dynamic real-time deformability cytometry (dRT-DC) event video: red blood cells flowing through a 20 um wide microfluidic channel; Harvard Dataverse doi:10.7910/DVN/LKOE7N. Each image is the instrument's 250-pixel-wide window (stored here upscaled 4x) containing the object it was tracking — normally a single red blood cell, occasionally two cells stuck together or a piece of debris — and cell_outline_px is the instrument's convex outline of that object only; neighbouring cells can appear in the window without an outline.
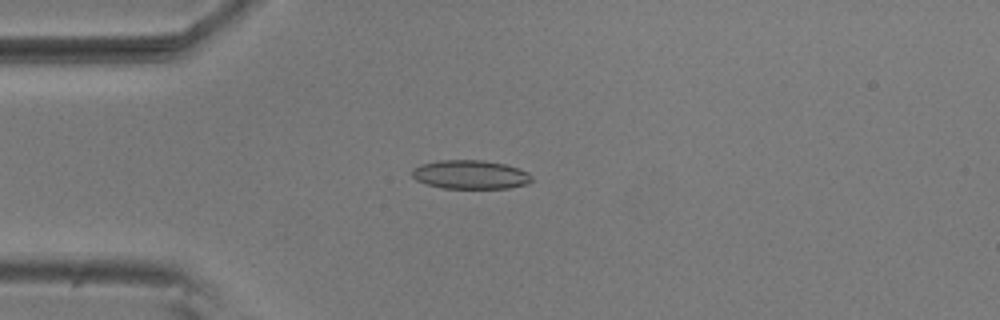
{"species": "common noctule bat (a hibernating species)", "species_latin": "Nyctalus noctula", "temperature_condition": "room temperature", "stored_images_in_passage": 48, "camera_frame_rate_fps": 3000, "um_per_image_px": 0.085, "animal": {"sex": "male", "body_mass_g": 20.5, "forearm_length_mm": 52.5}, "frame": {"image": 1, "passage_image": 10, "time_ms": 3.0, "image_size_px": [1000, 320], "cell_outline_px": [[532, 180], [528, 184], [508, 188], [444, 188], [424, 184], [416, 180], [412, 176], [412, 168], [420, 164], [440, 160], [484, 160], [504, 164], [528, 172], [532, 176]], "centroid_in_image_um": [39.95, 14.84], "position_along_channel_um": 45.0, "area_um2": 20.17}}
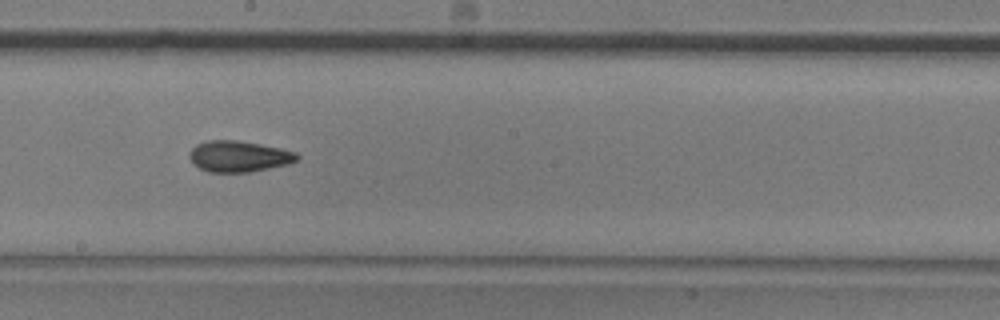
{"frame": {"image": 2, "passage_image": 26, "time_ms": 8.333, "image_size_px": [1000, 320], "cell_outline_px": [[300, 156], [296, 160], [288, 164], [248, 172], [208, 172], [200, 168], [188, 156], [188, 152], [196, 144], [208, 140], [236, 140], [260, 144], [280, 148], [296, 152]], "centroid_in_image_um": [20.28, 13.28], "position_along_channel_um": 227.9, "area_um2": 19.36}}
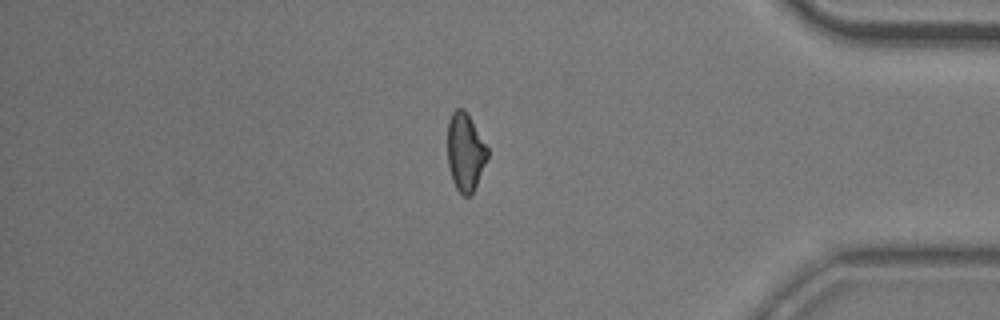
{"frame": {"image": 3, "passage_image": 42, "time_ms": 13.667, "image_size_px": [1000, 320], "cell_outline_px": [[488, 156], [472, 196], [464, 196], [456, 188], [452, 180], [448, 164], [448, 120], [452, 112], [456, 108], [464, 108], [488, 148]], "centroid_in_image_um": [39.54, 12.93], "position_along_channel_um": 395.7, "area_um2": 18.09}, "authors_computed_cell_mechanics": {"area_um2": 19.0451, "velocity_mm_per_s": 3.7178, "shape_relaxation_time_tau1_ms": null, "shape_relaxation_time_tau2_ms": 1.9185, "deformation_change_tau1": null, "deformation_change_tau2": 0.0858}}